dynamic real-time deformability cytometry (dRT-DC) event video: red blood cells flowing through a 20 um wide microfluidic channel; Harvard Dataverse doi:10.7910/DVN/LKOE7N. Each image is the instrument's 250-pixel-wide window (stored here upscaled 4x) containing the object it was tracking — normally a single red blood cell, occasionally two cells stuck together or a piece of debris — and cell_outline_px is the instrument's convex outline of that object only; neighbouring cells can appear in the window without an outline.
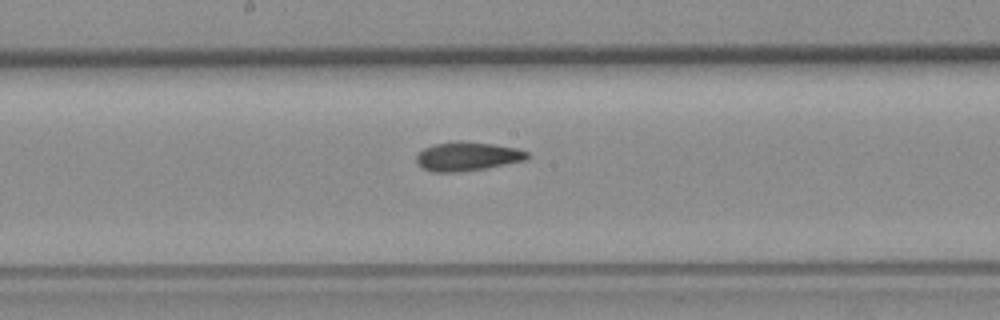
{"species": "common noctule bat (a hibernating species)", "species_latin": "Nyctalus noctula", "temperature_condition": "room temperature", "stored_images_in_passage": 12, "camera_frame_rate_fps": 3000, "um_per_image_px": 0.085, "animal": {"sex": "female", "body_mass_g": 19.3, "forearm_length_mm": 54.1}, "frame": {"image": 1, "passage_image": 12, "time_ms": 3.667, "image_size_px": [1000, 320], "cell_outline_px": [[532, 156], [524, 160], [484, 168], [456, 172], [432, 172], [424, 168], [416, 160], [416, 156], [424, 148], [432, 144], [456, 140], [460, 140], [492, 144], [516, 148], [528, 152]], "centroid_in_image_um": [39.72, 13.27], "position_along_channel_um": 208.5, "area_um2": 18.55}}